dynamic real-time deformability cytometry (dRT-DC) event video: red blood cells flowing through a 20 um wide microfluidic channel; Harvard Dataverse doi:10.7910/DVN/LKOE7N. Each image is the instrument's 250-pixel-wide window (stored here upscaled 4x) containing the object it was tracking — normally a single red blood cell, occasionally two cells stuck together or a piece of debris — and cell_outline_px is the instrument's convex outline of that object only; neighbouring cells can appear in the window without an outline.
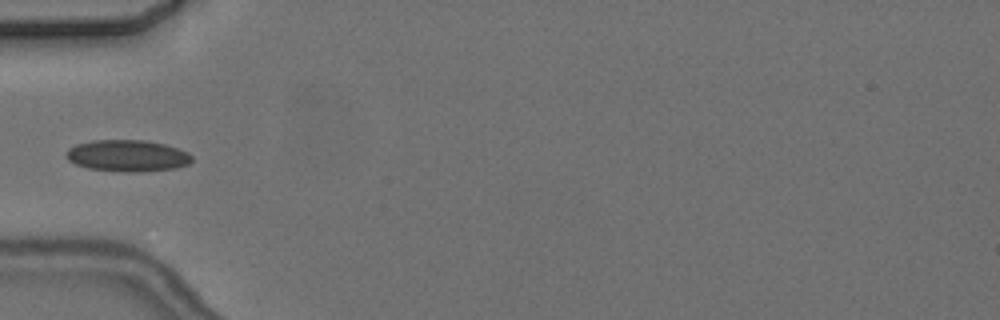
{"species": "common noctule bat (a hibernating species)", "species_latin": "Nyctalus noctula", "temperature_condition": "cold", "stored_images_in_passage": 9, "camera_frame_rate_fps": 3000, "um_per_image_px": 0.085, "animal": {"sex": "female", "body_mass_g": 24.6, "forearm_length_mm": 56.2}, "frame": {"image": 1, "passage_image": 6, "time_ms": 6.0, "image_size_px": [1000, 320], "cell_outline_px": [[192, 160], [188, 164], [176, 168], [140, 172], [128, 172], [88, 168], [76, 164], [68, 160], [64, 156], [68, 148], [76, 144], [92, 140], [144, 140], [164, 144], [188, 152], [192, 156]], "centroid_in_image_um": [10.81, 13.23], "position_along_channel_um": 74.2, "area_um2": 23.18}}
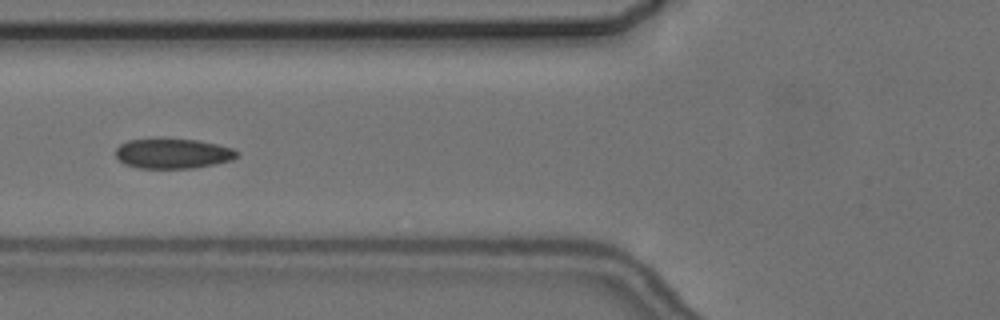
{"frame": {"image": 2, "passage_image": 7, "time_ms": 7.0, "image_size_px": [1000, 320], "cell_outline_px": [[240, 156], [232, 160], [192, 168], [140, 168], [124, 164], [116, 156], [116, 148], [120, 144], [128, 140], [160, 136], [196, 140], [216, 144], [232, 148], [240, 152]], "centroid_in_image_um": [14.67, 13.01], "position_along_channel_um": 111.1, "area_um2": 21.79}}
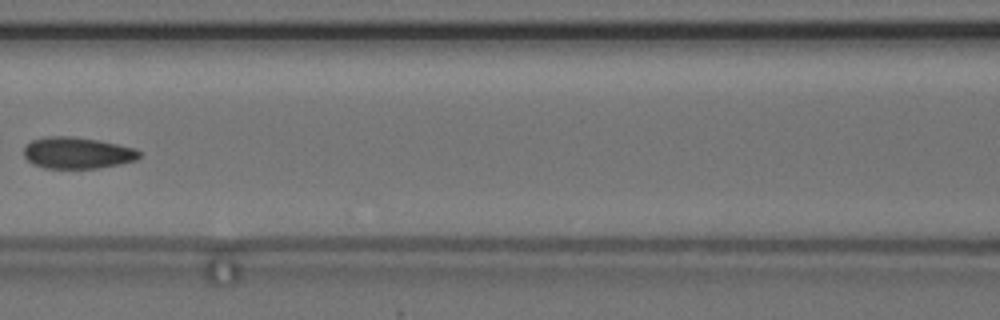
{"frame": {"image": 3, "passage_image": 8, "time_ms": 8.333, "image_size_px": [1000, 320], "cell_outline_px": [[140, 156], [136, 160], [120, 164], [96, 168], [44, 168], [32, 164], [24, 156], [24, 148], [32, 140], [48, 136], [72, 136], [96, 140], [116, 144], [132, 148], [140, 152]], "centroid_in_image_um": [6.54, 13.0], "position_along_channel_um": 160.1, "area_um2": 20.98}}